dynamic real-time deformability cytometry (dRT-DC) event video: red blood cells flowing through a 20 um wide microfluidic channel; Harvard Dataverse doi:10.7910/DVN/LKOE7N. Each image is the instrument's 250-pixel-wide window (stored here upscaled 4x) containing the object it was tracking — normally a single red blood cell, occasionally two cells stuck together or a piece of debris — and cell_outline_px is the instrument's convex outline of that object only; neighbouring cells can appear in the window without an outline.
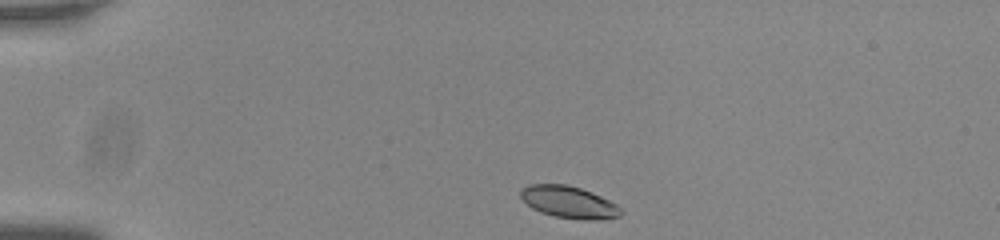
{"species": "common noctule bat (a hibernating species)", "species_latin": "Nyctalus noctula", "temperature_condition": "room temperature", "stored_images_in_passage": 44, "camera_frame_rate_fps": 3000, "um_per_image_px": 0.085, "animal": {"sex": "male", "body_mass_g": 20.0, "forearm_length_mm": 53.3}, "frame": {"image": 1, "passage_image": 1, "time_ms": 0.0, "image_size_px": [1000, 240], "cell_outline_px": [[624, 212], [620, 216], [604, 220], [580, 220], [556, 216], [540, 212], [532, 208], [520, 196], [520, 188], [528, 184], [568, 184], [592, 192], [616, 204]], "centroid_in_image_um": [48.37, 17.18], "position_along_channel_um": 36.6, "area_um2": 18.84}}
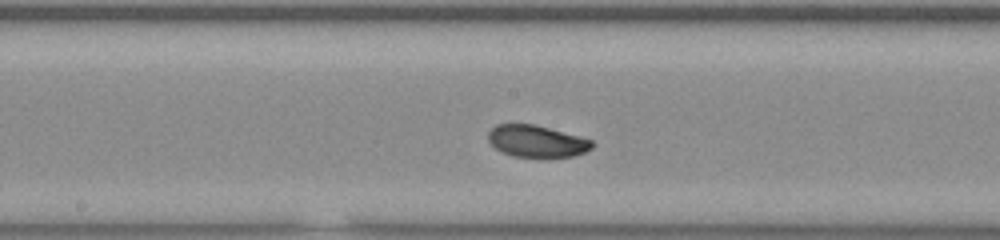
{"frame": {"image": 2, "passage_image": 19, "time_ms": 6.0, "image_size_px": [1000, 240], "cell_outline_px": [[592, 148], [584, 152], [572, 156], [544, 160], [540, 160], [512, 156], [500, 152], [488, 140], [488, 132], [496, 124], [532, 124], [580, 136], [592, 140]], "centroid_in_image_um": [45.6, 12.06], "position_along_channel_um": 202.6, "area_um2": 19.88}}
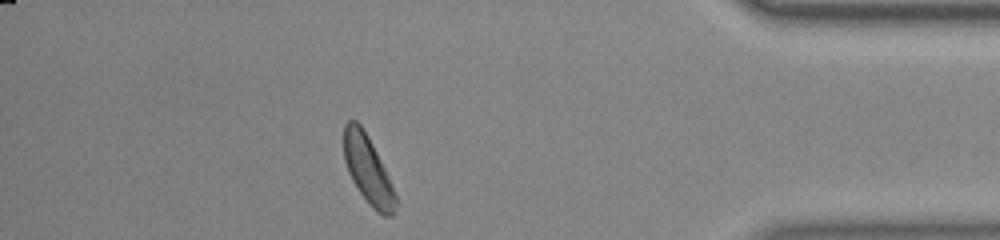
{"frame": {"image": 3, "passage_image": 38, "time_ms": 12.333, "image_size_px": [1000, 240], "cell_outline_px": [[396, 212], [392, 216], [384, 216], [376, 212], [372, 208], [360, 192], [352, 180], [348, 172], [344, 160], [344, 124], [348, 120], [356, 120], [360, 124], [372, 144], [388, 176], [396, 196]], "centroid_in_image_um": [31.26, 14.46], "position_along_channel_um": 403.9, "area_um2": 20.23}, "authors_computed_cell_mechanics": {"area_um2": 19.8543, "velocity_mm_per_s": 3.7248, "shape_relaxation_time_tau1_ms": 2.1327, "shape_relaxation_time_tau2_ms": null, "deformation_change_tau1": 0.0998, "deformation_change_tau2": null}}